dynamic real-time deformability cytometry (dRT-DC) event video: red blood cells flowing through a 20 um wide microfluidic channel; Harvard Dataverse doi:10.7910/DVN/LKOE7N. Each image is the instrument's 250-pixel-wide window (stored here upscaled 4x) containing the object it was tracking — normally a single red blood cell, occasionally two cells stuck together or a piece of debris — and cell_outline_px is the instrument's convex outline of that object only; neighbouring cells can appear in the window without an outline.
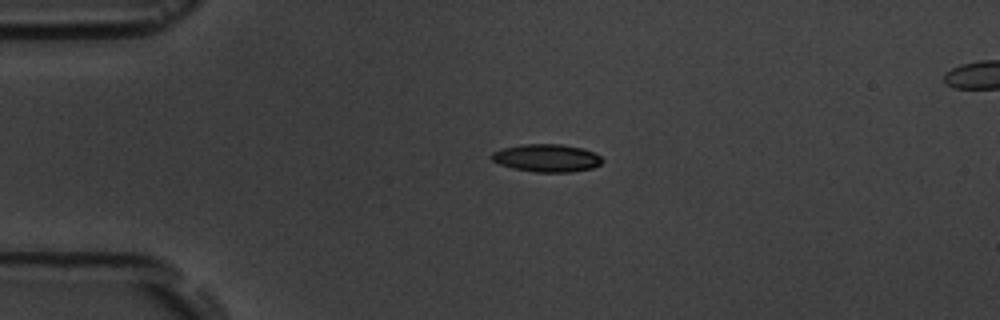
{"species": "common noctule bat (a hibernating species)", "species_latin": "Nyctalus noctula", "temperature_condition": "room temperature", "stored_images_in_passage": 2, "camera_frame_rate_fps": 3000, "um_per_image_px": 0.085, "animal": {"sex": "male", "body_mass_g": 19.5, "forearm_length_mm": 54.6}, "frame": {"image": 1, "passage_image": 1, "time_ms": 0.0, "image_size_px": [1000, 320], "cell_outline_px": [[604, 160], [600, 164], [592, 168], [572, 172], [536, 172], [512, 168], [500, 164], [492, 160], [492, 152], [504, 148], [520, 144], [560, 144], [580, 148], [596, 152]], "centroid_in_image_um": [46.49, 13.43], "position_along_channel_um": 38.5, "area_um2": 17.86}}